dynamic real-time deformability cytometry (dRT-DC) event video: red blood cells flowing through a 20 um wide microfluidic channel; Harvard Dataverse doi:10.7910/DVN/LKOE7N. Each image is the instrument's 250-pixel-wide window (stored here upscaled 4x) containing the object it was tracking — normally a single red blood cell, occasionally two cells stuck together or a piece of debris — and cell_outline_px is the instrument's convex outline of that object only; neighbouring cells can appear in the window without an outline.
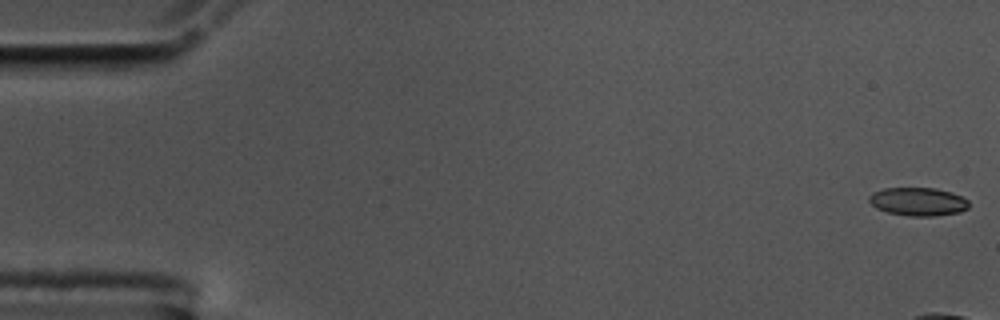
{"species": "common noctule bat (a hibernating species)", "species_latin": "Nyctalus noctula", "temperature_condition": "cold", "stored_images_in_passage": 10, "camera_frame_rate_fps": 3000, "um_per_image_px": 0.085, "animal": {"sex": "male", "body_mass_g": 17.5, "forearm_length_mm": 52.3}, "frame": {"image": 1, "passage_image": 1, "time_ms": 0.0, "image_size_px": [1000, 320], "cell_outline_px": [[968, 208], [960, 212], [936, 216], [908, 216], [888, 212], [876, 208], [868, 200], [868, 196], [872, 192], [884, 188], [936, 188], [952, 192], [968, 200]], "centroid_in_image_um": [78.03, 17.13], "position_along_channel_um": 7.0, "area_um2": 16.53}}